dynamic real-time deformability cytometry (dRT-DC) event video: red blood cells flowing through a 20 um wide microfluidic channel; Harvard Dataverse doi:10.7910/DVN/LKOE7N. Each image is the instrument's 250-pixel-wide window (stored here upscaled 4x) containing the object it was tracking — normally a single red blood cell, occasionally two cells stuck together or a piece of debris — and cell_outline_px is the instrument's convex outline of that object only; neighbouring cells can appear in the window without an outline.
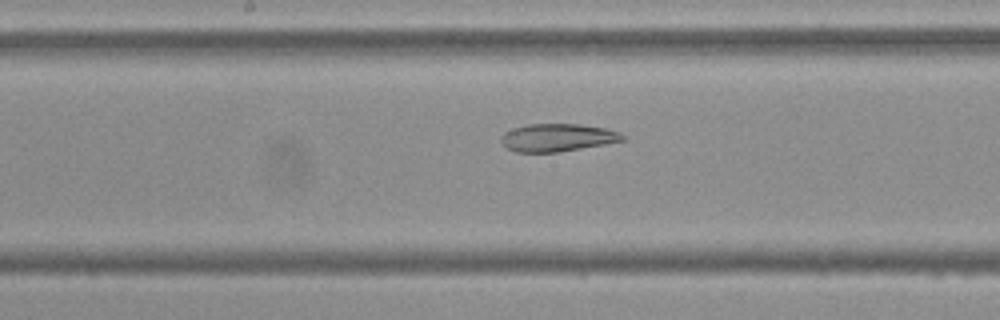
{"species": "Egyptian fruit bat (a non-hibernating species)", "species_latin": "Rousettus aegyptiacus", "temperature_condition": "cold", "stored_images_in_passage": 50, "camera_frame_rate_fps": 3000, "um_per_image_px": 0.085, "frame": {"image": 1, "passage_image": 24, "time_ms": 7.667, "image_size_px": [1000, 320], "cell_outline_px": [[628, 140], [556, 152], [516, 152], [500, 144], [500, 136], [504, 132], [512, 128], [528, 124], [580, 124], [604, 128], [620, 132], [628, 136]], "centroid_in_image_um": [47.39, 11.69], "position_along_channel_um": 200.8, "area_um2": 19.83}}
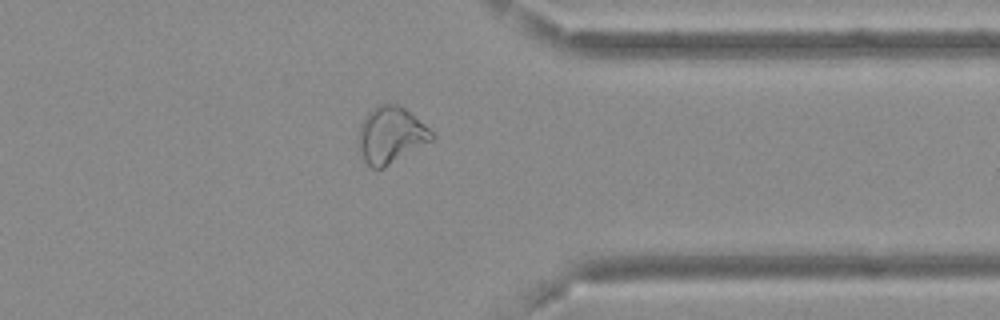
{"frame": {"image": 2, "passage_image": 39, "time_ms": 12.667, "image_size_px": [1000, 320], "cell_outline_px": [[436, 136], [432, 140], [384, 168], [372, 168], [360, 156], [356, 140], [360, 124], [364, 116], [372, 108], [384, 104], [400, 104], [424, 124]], "centroid_in_image_um": [33.17, 11.48], "position_along_channel_um": 378.2, "area_um2": 24.28}}
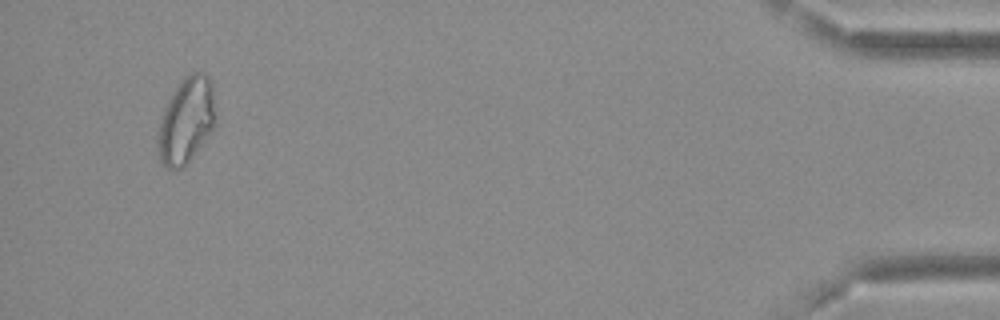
{"frame": {"image": 3, "passage_image": 48, "time_ms": 15.667, "image_size_px": [1000, 320], "cell_outline_px": [[216, 120], [212, 132], [184, 168], [164, 168], [160, 160], [156, 144], [156, 136], [160, 116], [168, 100], [180, 80], [184, 76], [192, 72], [204, 72], [208, 76], [212, 84]], "centroid_in_image_um": [15.81, 10.26], "position_along_channel_um": 419.4, "area_um2": 29.54}, "authors_computed_cell_mechanics": {"area_um2": 25.143, "velocity_mm_per_s": 3.6865, "shape_relaxation_time_tau1_ms": null, "shape_relaxation_time_tau2_ms": 4.8851, "deformation_change_tau1": null, "deformation_change_tau2": 0.1049}}